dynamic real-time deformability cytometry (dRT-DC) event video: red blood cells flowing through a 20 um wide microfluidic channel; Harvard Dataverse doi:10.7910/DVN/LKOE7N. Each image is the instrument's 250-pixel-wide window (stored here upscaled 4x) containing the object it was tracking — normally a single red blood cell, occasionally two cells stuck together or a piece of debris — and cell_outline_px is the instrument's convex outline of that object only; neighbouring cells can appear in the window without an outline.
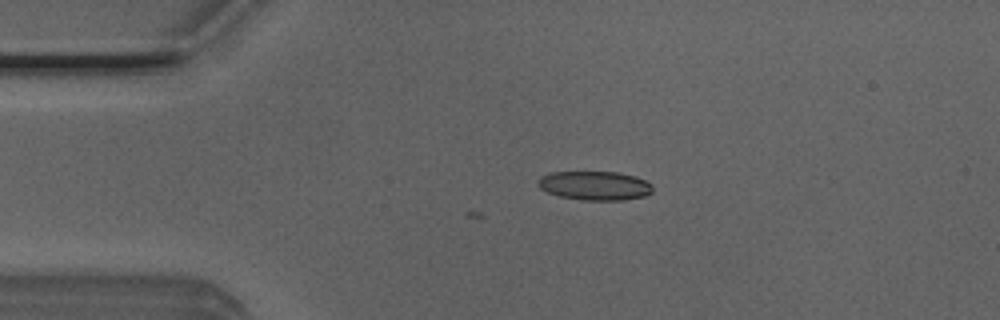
{"species": "Egyptian fruit bat (a non-hibernating species)", "species_latin": "Rousettus aegyptiacus", "temperature_condition": "room temperature", "stored_images_in_passage": 12, "camera_frame_rate_fps": 3000, "um_per_image_px": 0.085, "animal": {"sex": "male"}, "frame": {"image": 1, "passage_image": 1, "time_ms": 0.0, "image_size_px": [1000, 320], "cell_outline_px": [[652, 192], [644, 196], [624, 200], [584, 200], [560, 196], [548, 192], [540, 188], [536, 184], [540, 176], [552, 172], [616, 172], [636, 176], [652, 184]], "centroid_in_image_um": [50.55, 15.77], "position_along_channel_um": 34.4, "area_um2": 19.36}}
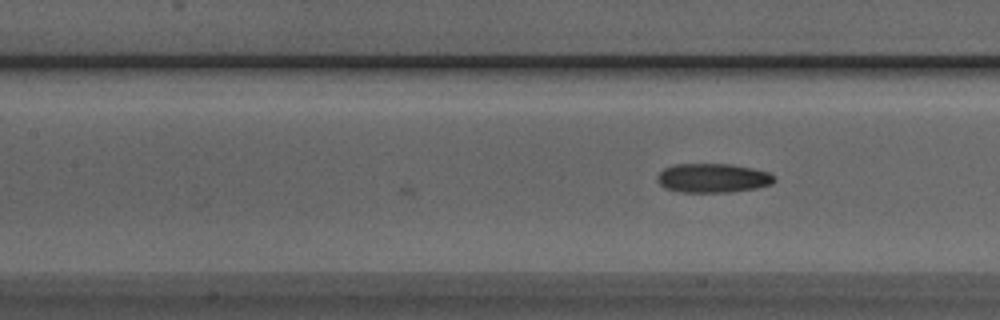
{"frame": {"image": 2, "passage_image": 12, "time_ms": 3.667, "image_size_px": [1000, 320], "cell_outline_px": [[776, 180], [772, 184], [756, 188], [728, 192], [680, 192], [664, 188], [656, 180], [656, 176], [664, 168], [676, 164], [728, 164], [752, 168], [768, 172], [776, 176]], "centroid_in_image_um": [60.58, 15.13], "position_along_channel_um": 146.8, "area_um2": 19.94}}